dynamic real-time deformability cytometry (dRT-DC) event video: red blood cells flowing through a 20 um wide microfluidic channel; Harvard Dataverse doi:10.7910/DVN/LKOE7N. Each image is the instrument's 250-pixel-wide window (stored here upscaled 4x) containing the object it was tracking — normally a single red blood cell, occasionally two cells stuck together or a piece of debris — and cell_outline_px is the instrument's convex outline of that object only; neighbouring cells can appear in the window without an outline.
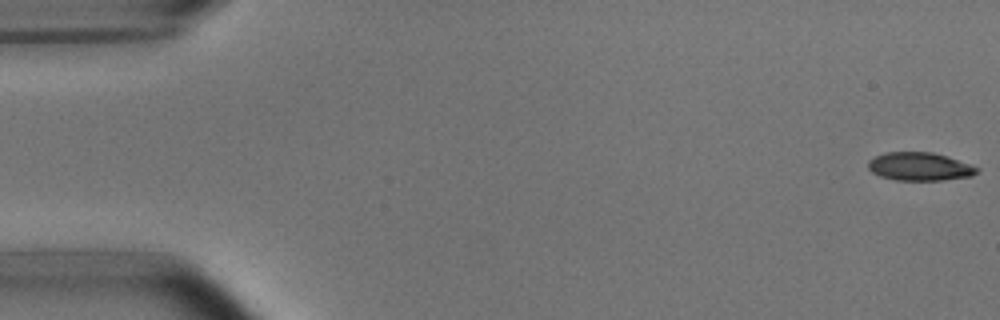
{"species": "common noctule bat (a hibernating species)", "species_latin": "Nyctalus noctula", "temperature_condition": "room temperature", "stored_images_in_passage": 53, "camera_frame_rate_fps": 3000, "um_per_image_px": 0.085, "animal": {"sex": "male", "body_mass_g": 15.6}, "frame": {"image": 1, "passage_image": 1, "time_ms": 0.0, "image_size_px": [1000, 320], "cell_outline_px": [[980, 168], [972, 176], [940, 180], [896, 180], [880, 176], [872, 172], [868, 168], [868, 160], [884, 152], [932, 152], [948, 156]], "centroid_in_image_um": [78.15, 14.15], "position_along_channel_um": 6.8, "area_um2": 17.86}}
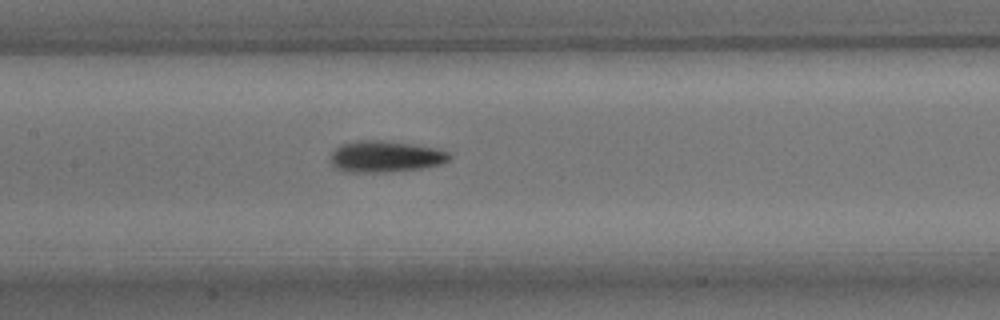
{"frame": {"image": 2, "passage_image": 25, "time_ms": 8.0, "image_size_px": [1000, 320], "cell_outline_px": [[452, 156], [448, 160], [440, 164], [420, 168], [384, 172], [348, 172], [336, 168], [328, 160], [332, 152], [340, 144], [360, 140], [380, 140], [412, 144], [436, 148], [448, 152]], "centroid_in_image_um": [32.71, 13.3], "position_along_channel_um": 174.7, "area_um2": 21.68}}
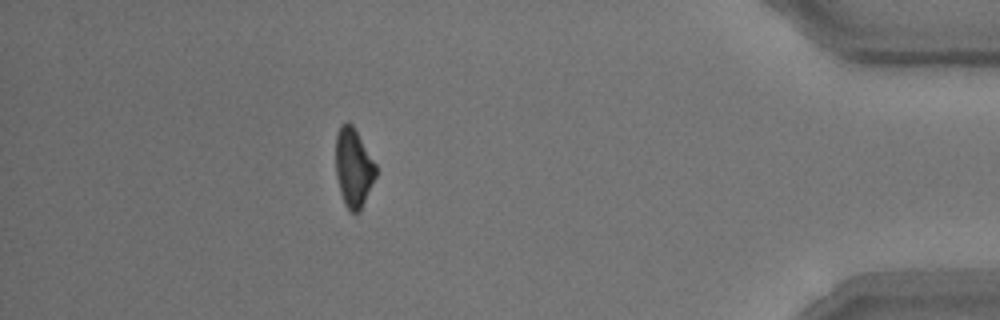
{"frame": {"image": 3, "passage_image": 47, "time_ms": 15.333, "image_size_px": [1000, 320], "cell_outline_px": [[376, 176], [360, 212], [352, 212], [344, 204], [340, 192], [336, 176], [336, 132], [340, 124], [348, 120], [352, 124], [376, 164]], "centroid_in_image_um": [30.04, 14.23], "position_along_channel_um": 405.2, "area_um2": 18.5}, "authors_computed_cell_mechanics": {"area_um2": 19.363, "velocity_mm_per_s": 3.8011, "shape_relaxation_time_tau1_ms": 3.0634, "shape_relaxation_time_tau2_ms": 3.6733, "deformation_change_tau1": 0.1415, "deformation_change_tau2": 0.117}}